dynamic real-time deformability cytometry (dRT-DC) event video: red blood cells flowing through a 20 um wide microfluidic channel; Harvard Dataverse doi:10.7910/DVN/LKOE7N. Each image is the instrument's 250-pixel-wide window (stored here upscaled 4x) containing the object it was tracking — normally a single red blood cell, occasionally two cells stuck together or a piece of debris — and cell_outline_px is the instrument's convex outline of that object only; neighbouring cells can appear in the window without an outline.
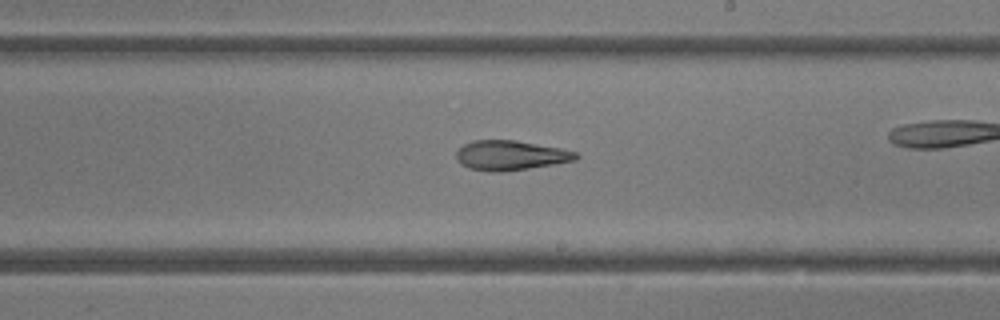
{"species": "common noctule bat (a hibernating species)", "species_latin": "Nyctalus noctula", "temperature_condition": "room temperature", "stored_images_in_passage": 25, "camera_frame_rate_fps": 3000, "um_per_image_px": 0.085, "animal": {"sex": "female"}, "frame": {"image": 1, "passage_image": 18, "time_ms": 5.667, "image_size_px": [1000, 320], "cell_outline_px": [[580, 156], [576, 160], [556, 164], [500, 172], [492, 172], [468, 168], [460, 164], [456, 156], [456, 152], [464, 144], [472, 140], [516, 140], [560, 148], [576, 152]], "centroid_in_image_um": [43.39, 13.2], "position_along_channel_um": 245.6, "area_um2": 20.75}}